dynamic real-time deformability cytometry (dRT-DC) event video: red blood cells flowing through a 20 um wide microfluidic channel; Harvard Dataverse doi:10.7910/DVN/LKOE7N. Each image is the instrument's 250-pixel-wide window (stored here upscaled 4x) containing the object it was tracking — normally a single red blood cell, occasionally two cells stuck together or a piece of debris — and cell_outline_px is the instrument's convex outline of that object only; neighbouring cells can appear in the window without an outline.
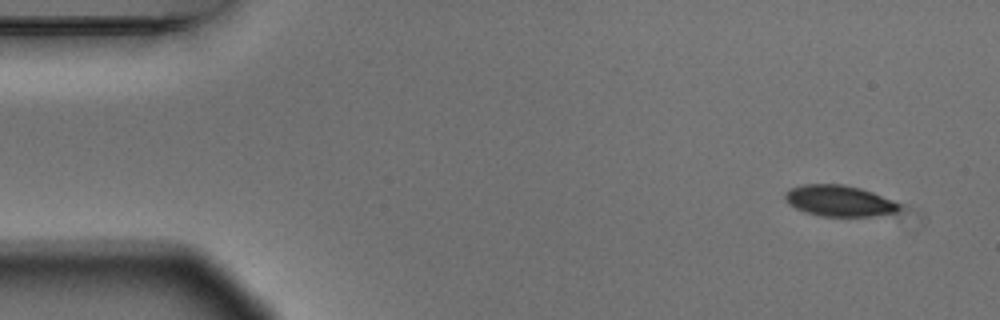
{"species": "Egyptian fruit bat (a non-hibernating species)", "species_latin": "Rousettus aegyptiacus", "temperature_condition": "warm", "stored_images_in_passage": 4, "camera_frame_rate_fps": 3000, "um_per_image_px": 0.085, "animal": {"sex": "male"}, "frame": {"image": 1, "passage_image": 1, "time_ms": 0.0, "image_size_px": [1000, 320], "cell_outline_px": [[900, 208], [896, 212], [872, 216], [820, 216], [796, 208], [788, 204], [784, 196], [784, 192], [788, 188], [804, 184], [840, 184], [860, 188], [872, 192], [892, 200], [900, 204]], "centroid_in_image_um": [71.29, 17.06], "position_along_channel_um": 13.7, "area_um2": 20.58}}
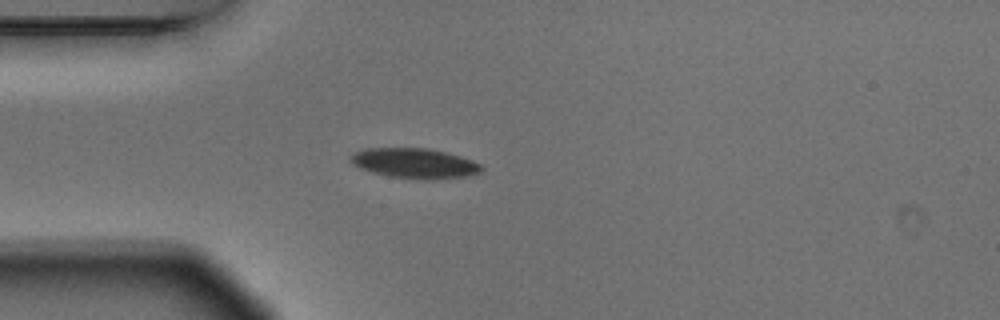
{"frame": {"image": 2, "passage_image": 4, "time_ms": 1.0, "image_size_px": [1000, 320], "cell_outline_px": [[484, 168], [480, 172], [468, 176], [432, 180], [424, 180], [388, 176], [372, 172], [360, 168], [352, 164], [348, 156], [364, 148], [428, 148], [448, 152], [472, 160], [480, 164]], "centroid_in_image_um": [35.25, 13.88], "position_along_channel_um": 49.8, "area_um2": 23.18}}